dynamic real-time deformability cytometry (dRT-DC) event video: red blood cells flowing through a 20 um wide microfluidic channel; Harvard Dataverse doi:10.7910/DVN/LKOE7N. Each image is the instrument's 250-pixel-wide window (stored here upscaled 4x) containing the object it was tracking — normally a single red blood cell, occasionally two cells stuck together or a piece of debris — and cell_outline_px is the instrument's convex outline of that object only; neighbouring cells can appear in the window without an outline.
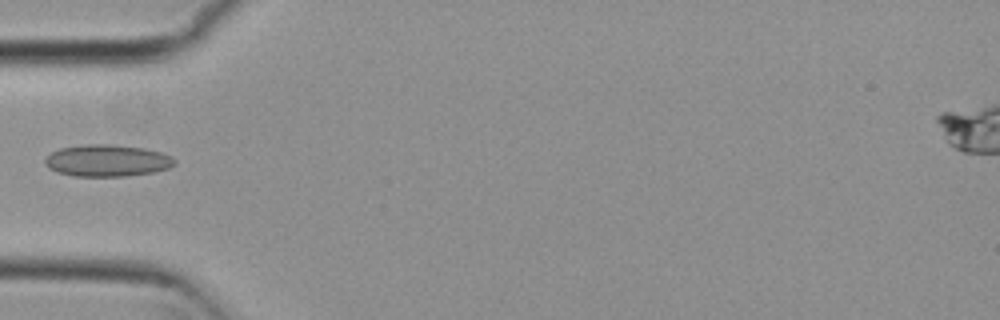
{"species": "common noctule bat (a hibernating species)", "species_latin": "Nyctalus noctula", "temperature_condition": "cold", "stored_images_in_passage": 4, "camera_frame_rate_fps": 3000, "um_per_image_px": 0.085, "animal": {"sex": "female", "body_mass_g": 29.2, "forearm_length_mm": 56.3}, "frame": {"image": 1, "passage_image": 3, "time_ms": 0.667, "image_size_px": [1000, 320], "cell_outline_px": [[176, 164], [168, 168], [152, 172], [124, 176], [72, 176], [56, 172], [48, 168], [44, 160], [52, 152], [60, 148], [88, 144], [112, 144], [144, 148], [160, 152], [176, 160]], "centroid_in_image_um": [9.09, 13.65], "position_along_channel_um": 75.9, "area_um2": 23.93}}
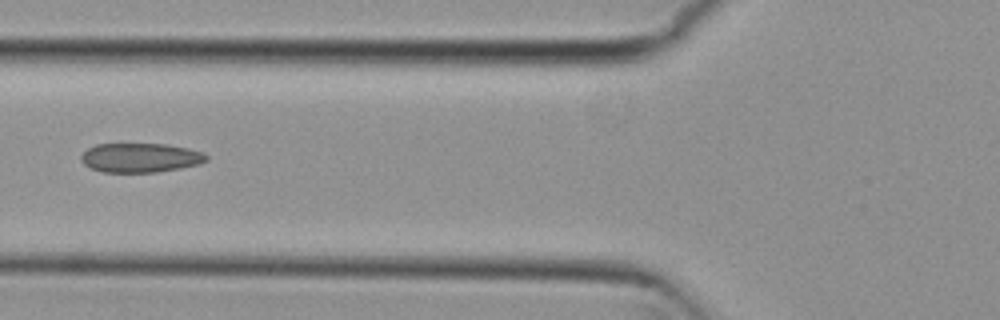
{"frame": {"image": 2, "passage_image": 4, "time_ms": 1.0, "image_size_px": [1000, 320], "cell_outline_px": [[208, 160], [200, 164], [180, 168], [156, 172], [100, 172], [84, 164], [80, 160], [80, 156], [88, 148], [96, 144], [168, 144], [188, 148], [204, 152], [208, 156]], "centroid_in_image_um": [11.95, 13.4], "position_along_channel_um": 113.9, "area_um2": 21.5}}